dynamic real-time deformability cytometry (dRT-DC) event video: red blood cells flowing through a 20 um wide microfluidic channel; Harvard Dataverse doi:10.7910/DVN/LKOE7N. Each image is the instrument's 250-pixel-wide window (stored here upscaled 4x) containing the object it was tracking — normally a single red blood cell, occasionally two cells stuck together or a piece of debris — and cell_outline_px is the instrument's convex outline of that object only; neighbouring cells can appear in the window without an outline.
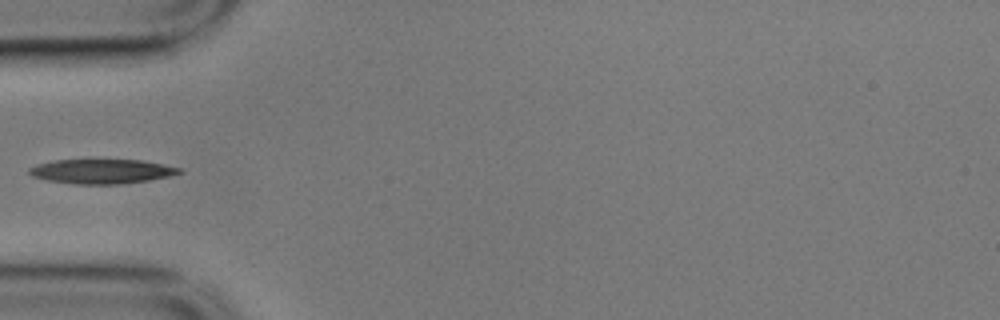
{"species": "common noctule bat (a hibernating species)", "species_latin": "Nyctalus noctula", "temperature_condition": "cold", "stored_images_in_passage": 10, "camera_frame_rate_fps": 3000, "um_per_image_px": 0.085, "animal": {"sex": "male", "body_mass_g": 17.9}, "frame": {"image": 1, "passage_image": 1, "time_ms": 0.0, "image_size_px": [1000, 320], "cell_outline_px": [[184, 172], [168, 176], [148, 180], [120, 184], [72, 184], [48, 180], [32, 176], [28, 172], [28, 168], [36, 164], [52, 160], [140, 160], [180, 168]], "centroid_in_image_um": [8.58, 14.57], "position_along_channel_um": 76.4, "area_um2": 21.27}}
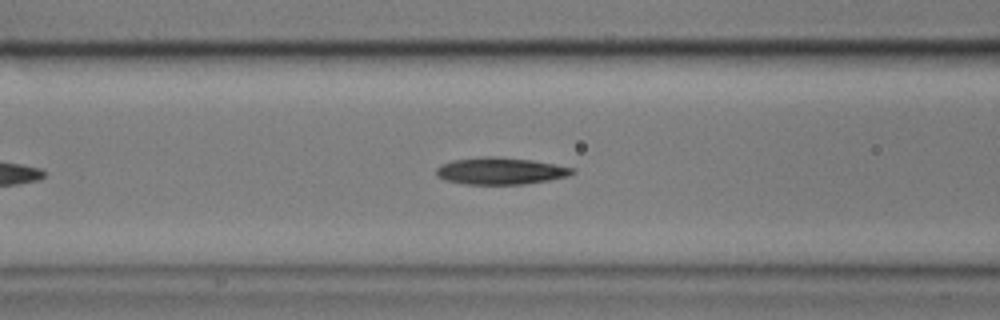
{"frame": {"image": 2, "passage_image": 5, "time_ms": 1.333, "image_size_px": [1000, 320], "cell_outline_px": [[576, 172], [568, 176], [548, 180], [524, 184], [464, 184], [444, 180], [436, 176], [436, 168], [440, 164], [452, 160], [484, 156], [496, 156], [532, 160], [556, 164], [576, 168]], "centroid_in_image_um": [42.53, 14.52], "position_along_channel_um": 124.1, "area_um2": 21.62}}